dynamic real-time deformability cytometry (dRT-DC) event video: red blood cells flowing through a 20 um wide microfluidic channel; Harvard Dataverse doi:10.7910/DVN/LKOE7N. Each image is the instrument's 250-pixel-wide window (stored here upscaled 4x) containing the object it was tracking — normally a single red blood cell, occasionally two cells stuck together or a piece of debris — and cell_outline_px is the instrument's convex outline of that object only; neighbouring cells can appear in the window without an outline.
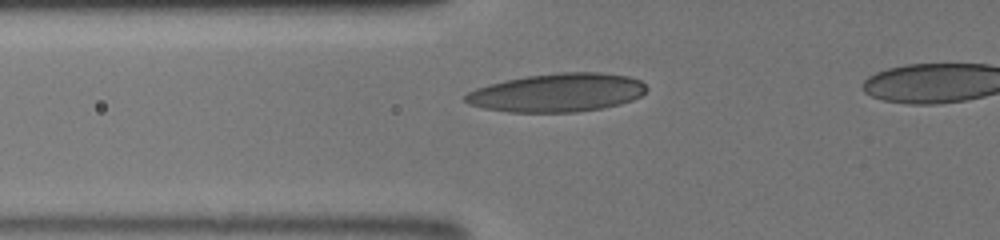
{"species": "human", "species_latin": "Homo sapiens", "temperature_condition": "room temperature", "stored_images_in_passage": 44, "camera_frame_rate_fps": 3000, "um_per_image_px": 0.085, "donor": {"sex": "male"}, "frame": {"image": 1, "passage_image": 17, "time_ms": 5.333, "image_size_px": [1000, 240], "cell_outline_px": [[648, 88], [640, 96], [632, 100], [620, 104], [604, 108], [576, 112], [508, 112], [484, 108], [468, 104], [464, 100], [464, 96], [468, 92], [476, 88], [488, 84], [504, 80], [524, 76], [560, 72], [600, 72], [628, 76], [640, 80]], "centroid_in_image_um": [47.36, 7.87], "position_along_channel_um": 78.4, "area_um2": 40.86}}
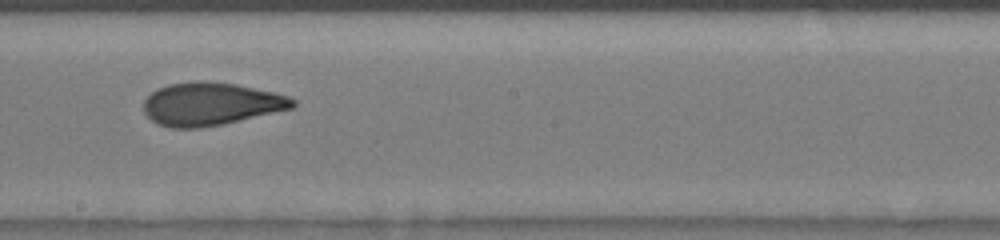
{"frame": {"image": 2, "passage_image": 28, "time_ms": 9.0, "image_size_px": [1000, 240], "cell_outline_px": [[296, 104], [292, 108], [224, 124], [200, 128], [172, 128], [156, 124], [144, 112], [144, 100], [156, 88], [168, 84], [196, 80], [236, 84], [276, 92], [288, 96], [296, 100]], "centroid_in_image_um": [17.91, 8.83], "position_along_channel_um": 230.3, "area_um2": 37.45}}
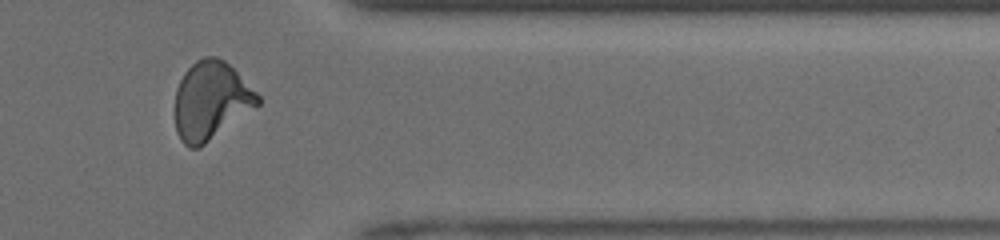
{"frame": {"image": 3, "passage_image": 40, "time_ms": 13.0, "image_size_px": [1000, 240], "cell_outline_px": [[260, 104], [200, 148], [188, 148], [180, 140], [176, 132], [176, 88], [184, 72], [196, 60], [204, 56], [216, 56], [224, 60], [260, 96]], "centroid_in_image_um": [17.91, 8.57], "position_along_channel_um": 393.5, "area_um2": 37.51}}